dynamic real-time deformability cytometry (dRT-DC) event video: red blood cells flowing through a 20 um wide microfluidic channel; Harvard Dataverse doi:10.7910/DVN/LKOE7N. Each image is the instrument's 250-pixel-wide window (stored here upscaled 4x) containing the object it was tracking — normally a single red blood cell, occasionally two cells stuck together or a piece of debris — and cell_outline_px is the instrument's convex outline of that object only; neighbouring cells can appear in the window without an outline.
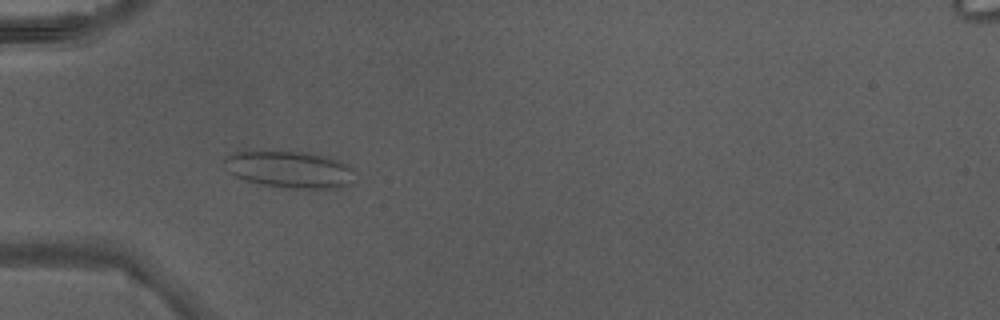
{"species": "Egyptian fruit bat (a non-hibernating species)", "species_latin": "Rousettus aegyptiacus", "temperature_condition": "warm", "stored_images_in_passage": 48, "camera_frame_rate_fps": 3000, "um_per_image_px": 0.085, "animal": {"sex": "male"}, "frame": {"image": 1, "passage_image": 17, "time_ms": 5.333, "image_size_px": [1000, 320], "cell_outline_px": [[356, 168], [348, 184], [336, 188], [284, 188], [260, 184], [244, 180], [228, 172], [224, 168], [224, 160], [232, 152], [264, 148], [272, 148], [312, 152], [328, 156], [340, 160]], "centroid_in_image_um": [24.56, 14.33], "position_along_channel_um": 60.4, "area_um2": 29.42}}
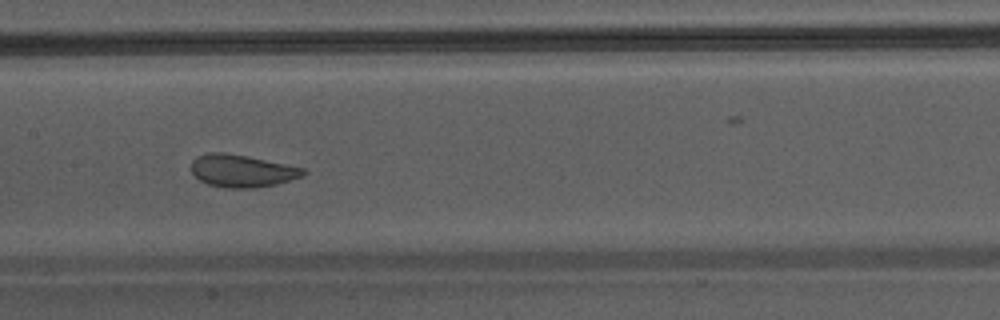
{"frame": {"image": 2, "passage_image": 26, "time_ms": 8.333, "image_size_px": [1000, 320], "cell_outline_px": [[308, 172], [304, 176], [276, 184], [256, 188], [224, 188], [208, 184], [200, 180], [192, 172], [192, 160], [196, 156], [208, 152], [224, 152], [248, 156], [304, 168]], "centroid_in_image_um": [20.57, 14.52], "position_along_channel_um": 186.8, "area_um2": 21.33}}
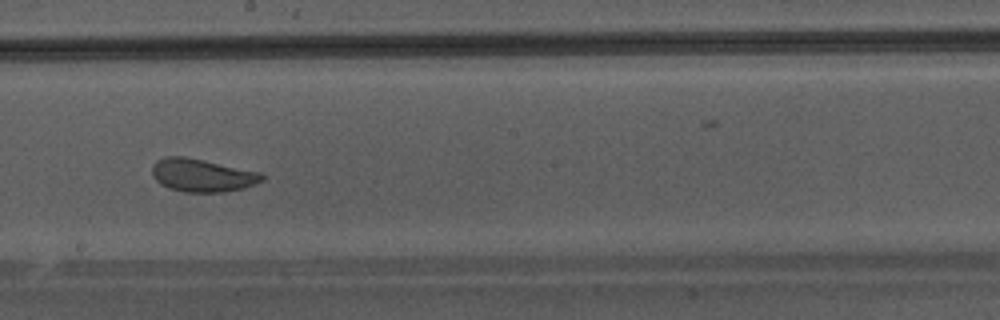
{"frame": {"image": 3, "passage_image": 29, "time_ms": 9.333, "image_size_px": [1000, 320], "cell_outline_px": [[264, 180], [256, 184], [244, 188], [224, 192], [184, 192], [168, 188], [160, 184], [152, 176], [152, 164], [156, 160], [164, 156], [184, 156], [204, 160], [260, 172], [264, 176]], "centroid_in_image_um": [17.16, 14.9], "position_along_channel_um": 231.0, "area_um2": 21.33}}